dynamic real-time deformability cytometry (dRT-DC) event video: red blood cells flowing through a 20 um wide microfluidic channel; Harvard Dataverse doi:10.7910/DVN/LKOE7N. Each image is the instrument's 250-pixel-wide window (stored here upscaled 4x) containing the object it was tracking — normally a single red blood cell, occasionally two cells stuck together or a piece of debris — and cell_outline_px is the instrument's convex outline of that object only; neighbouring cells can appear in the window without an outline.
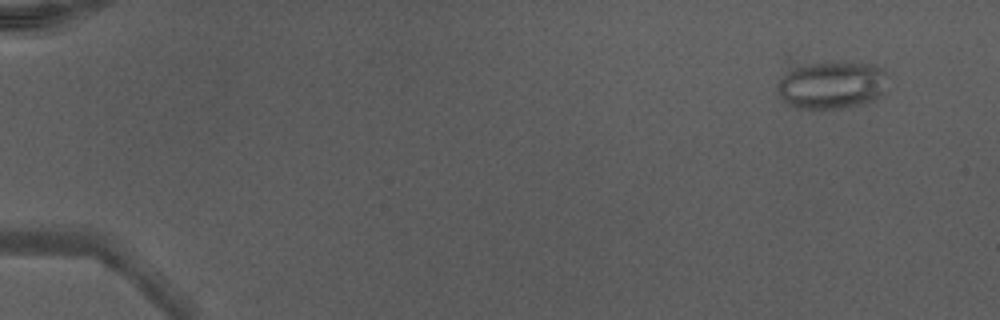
{"species": "Egyptian fruit bat (a non-hibernating species)", "species_latin": "Rousettus aegyptiacus", "temperature_condition": "warm", "stored_images_in_passage": 48, "camera_frame_rate_fps": 3000, "um_per_image_px": 0.085, "animal": {"sex": "male"}, "frame": {"image": 1, "passage_image": 2, "time_ms": 0.333, "image_size_px": [1000, 320], "cell_outline_px": [[888, 76], [880, 96], [876, 100], [840, 108], [812, 112], [792, 108], [784, 104], [776, 92], [780, 80], [788, 72], [796, 68], [808, 64], [876, 64], [884, 68]], "centroid_in_image_um": [70.66, 7.31], "position_along_channel_um": 14.3, "area_um2": 30.81}}
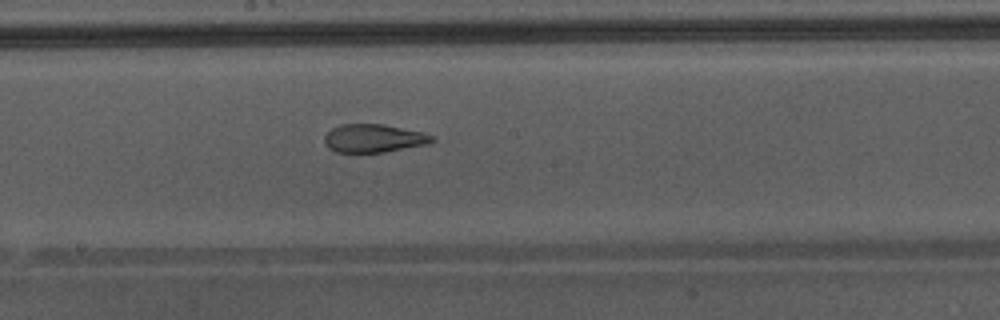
{"frame": {"image": 2, "passage_image": 27, "time_ms": 8.667, "image_size_px": [1000, 320], "cell_outline_px": [[436, 140], [428, 144], [384, 152], [336, 152], [328, 148], [324, 144], [324, 136], [332, 128], [340, 124], [384, 124], [424, 132], [432, 136]], "centroid_in_image_um": [31.76, 11.75], "position_along_channel_um": 216.4, "area_um2": 17.8}}
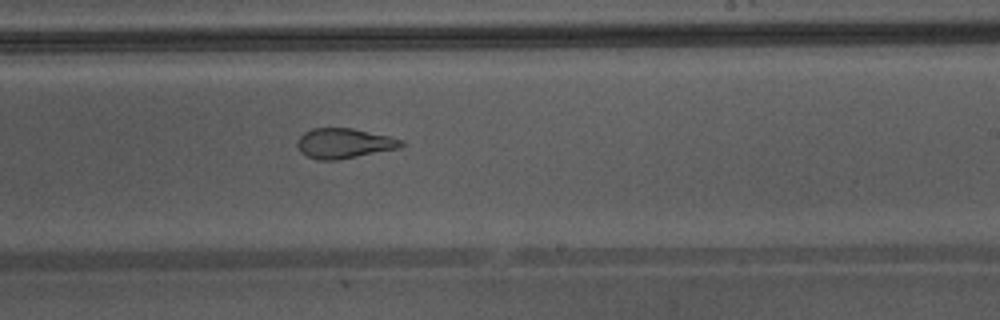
{"frame": {"image": 3, "passage_image": 30, "time_ms": 9.667, "image_size_px": [1000, 320], "cell_outline_px": [[404, 144], [400, 148], [340, 160], [320, 160], [308, 156], [300, 152], [296, 144], [296, 140], [304, 132], [312, 128], [352, 128], [388, 136], [404, 140]], "centroid_in_image_um": [29.24, 12.19], "position_along_channel_um": 259.8, "area_um2": 18.32}, "authors_computed_cell_mechanics": {"area_um2": 22.9755, "velocity_mm_per_s": 4.3456, "shape_relaxation_time_tau1_ms": null, "shape_relaxation_time_tau2_ms": 1.1102, "deformation_change_tau1": null, "deformation_change_tau2": 0.0817}}